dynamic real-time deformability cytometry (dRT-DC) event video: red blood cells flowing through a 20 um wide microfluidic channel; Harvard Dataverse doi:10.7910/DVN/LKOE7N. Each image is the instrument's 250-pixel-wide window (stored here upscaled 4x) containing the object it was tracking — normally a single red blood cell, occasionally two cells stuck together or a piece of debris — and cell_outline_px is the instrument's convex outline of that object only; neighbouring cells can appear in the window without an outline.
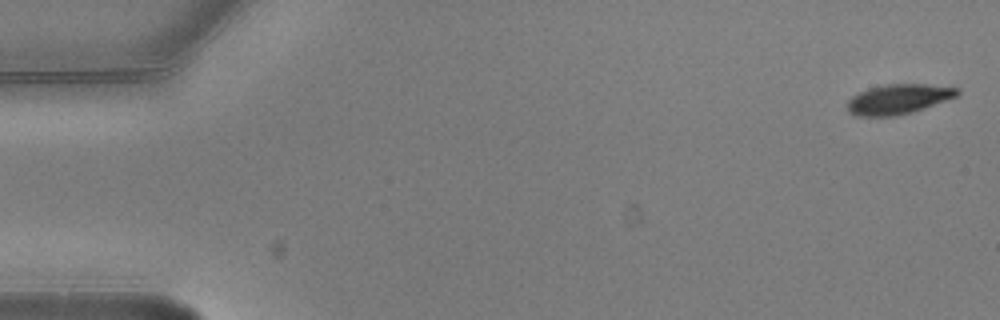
{"species": "common noctule bat (a hibernating species)", "species_latin": "Nyctalus noctula", "temperature_condition": "warm", "stored_images_in_passage": 4, "camera_frame_rate_fps": 3000, "um_per_image_px": 0.085, "animal": {"sex": "male", "body_mass_g": 20.5, "forearm_length_mm": 52.5}, "frame": {"image": 1, "passage_image": 1, "time_ms": 0.0, "image_size_px": [1000, 320], "cell_outline_px": [[960, 92], [956, 96], [924, 108], [912, 112], [896, 116], [856, 116], [848, 112], [848, 100], [852, 96], [868, 88], [884, 84], [924, 84], [960, 88]], "centroid_in_image_um": [76.34, 8.42], "position_along_channel_um": 8.7, "area_um2": 19.07}}